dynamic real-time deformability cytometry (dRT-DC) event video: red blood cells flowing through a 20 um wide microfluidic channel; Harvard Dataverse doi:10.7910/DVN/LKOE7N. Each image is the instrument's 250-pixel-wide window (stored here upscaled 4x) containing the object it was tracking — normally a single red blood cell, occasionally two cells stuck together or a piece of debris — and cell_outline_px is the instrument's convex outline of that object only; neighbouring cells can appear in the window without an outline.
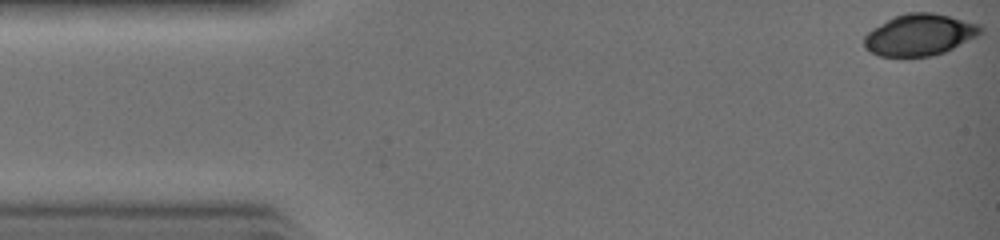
{"species": "common noctule bat (a hibernating species)", "species_latin": "Nyctalus noctula", "temperature_condition": "warm", "stored_images_in_passage": 28, "camera_frame_rate_fps": 3000, "um_per_image_px": 0.085, "animal": {"sex": "female", "body_mass_g": 19.0, "forearm_length_mm": 51.5}, "frame": {"image": 1, "passage_image": 1, "time_ms": 0.0, "image_size_px": [1000, 240], "cell_outline_px": [[984, 32], [944, 52], [928, 56], [880, 56], [868, 52], [864, 48], [864, 36], [872, 28], [892, 16], [908, 12], [932, 12], [980, 24], [984, 28]], "centroid_in_image_um": [78.13, 2.94], "position_along_channel_um": 6.9, "area_um2": 28.21}}
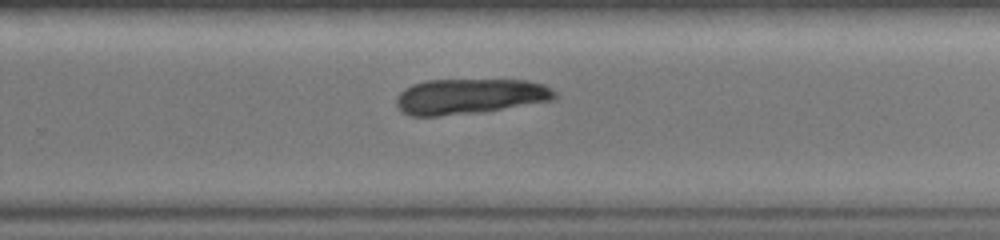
{"frame": {"image": 2, "passage_image": 21, "time_ms": 6.667, "image_size_px": [1000, 240], "cell_outline_px": [[556, 96], [552, 100], [480, 112], [440, 116], [412, 116], [404, 112], [396, 104], [396, 100], [400, 92], [412, 84], [424, 80], [528, 80], [544, 84], [552, 88], [556, 92]], "centroid_in_image_um": [39.93, 8.18], "position_along_channel_um": 289.9, "area_um2": 32.54}}
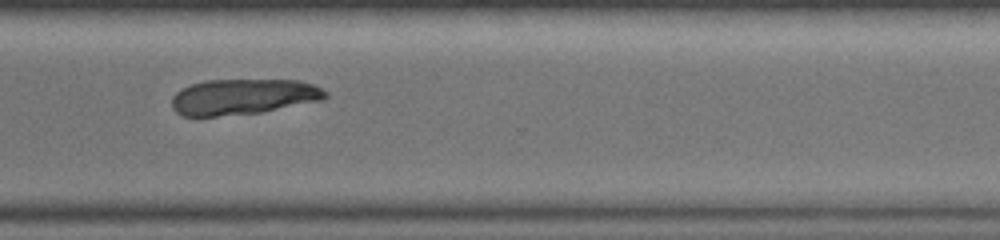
{"frame": {"image": 3, "passage_image": 24, "time_ms": 7.667, "image_size_px": [1000, 240], "cell_outline_px": [[328, 96], [324, 100], [264, 112], [216, 116], [184, 116], [176, 112], [172, 108], [172, 96], [176, 92], [192, 84], [204, 80], [300, 80], [316, 84], [328, 92]], "centroid_in_image_um": [20.74, 8.22], "position_along_channel_um": 349.9, "area_um2": 32.31}}